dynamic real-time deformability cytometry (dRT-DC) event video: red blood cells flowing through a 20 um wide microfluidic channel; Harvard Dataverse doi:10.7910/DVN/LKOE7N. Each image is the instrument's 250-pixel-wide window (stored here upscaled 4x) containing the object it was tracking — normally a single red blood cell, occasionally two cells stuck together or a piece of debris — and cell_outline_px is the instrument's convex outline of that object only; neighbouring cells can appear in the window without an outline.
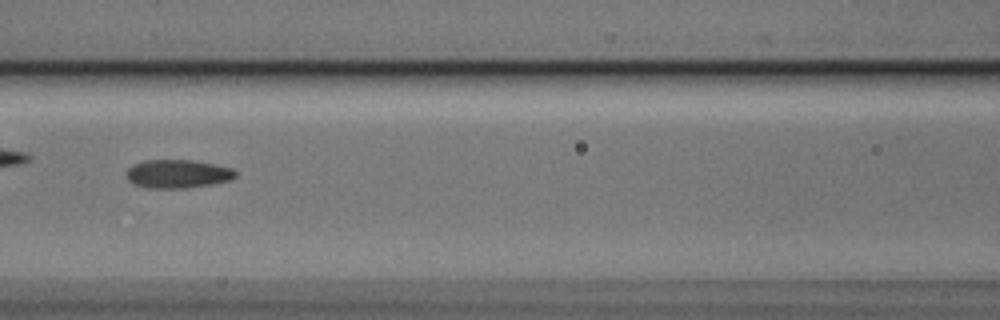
{"species": "Egyptian fruit bat (a non-hibernating species)", "species_latin": "Rousettus aegyptiacus", "temperature_condition": "cold", "stored_images_in_passage": 6, "camera_frame_rate_fps": 3000, "um_per_image_px": 0.085, "animal": {"sex": "male"}, "frame": {"image": 1, "passage_image": 6, "time_ms": 1.667, "image_size_px": [1000, 320], "cell_outline_px": [[236, 176], [232, 180], [212, 184], [184, 188], [144, 188], [132, 184], [128, 180], [124, 172], [132, 164], [144, 160], [192, 160], [216, 164], [232, 168], [236, 172]], "centroid_in_image_um": [15.06, 14.78], "position_along_channel_um": 151.5, "area_um2": 18.44}}